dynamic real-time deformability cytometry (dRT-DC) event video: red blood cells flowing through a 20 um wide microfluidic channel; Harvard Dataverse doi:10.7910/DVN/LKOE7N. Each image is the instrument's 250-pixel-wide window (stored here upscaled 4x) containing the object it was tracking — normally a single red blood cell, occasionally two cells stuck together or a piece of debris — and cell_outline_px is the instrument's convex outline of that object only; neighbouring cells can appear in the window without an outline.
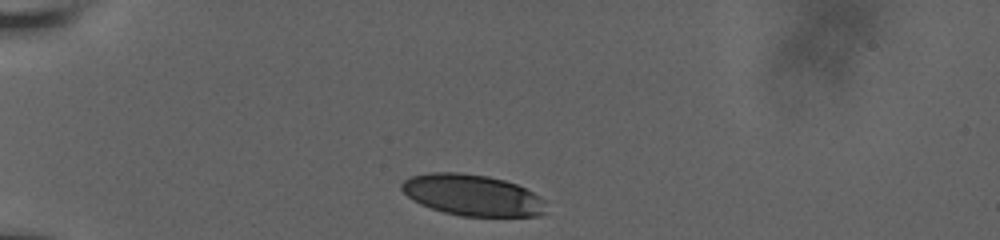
{"species": "human", "species_latin": "Homo sapiens", "temperature_condition": "room temperature", "stored_images_in_passage": 6, "camera_frame_rate_fps": 3000, "um_per_image_px": 0.085, "donor": {"sex": "male"}, "frame": {"image": 1, "passage_image": 1, "time_ms": 0.0, "image_size_px": [1000, 240], "cell_outline_px": [[544, 212], [540, 216], [460, 216], [444, 212], [420, 204], [412, 200], [400, 188], [400, 184], [404, 180], [412, 176], [428, 172], [460, 172], [488, 176], [504, 180], [516, 184], [540, 196], [544, 200]], "centroid_in_image_um": [40.13, 16.58], "position_along_channel_um": 44.9, "area_um2": 34.68}}
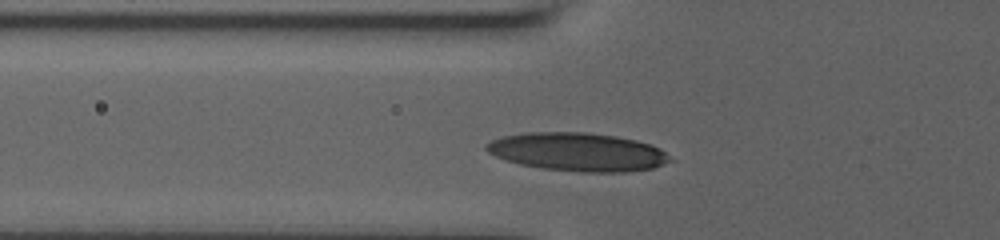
{"frame": {"image": 2, "passage_image": 4, "time_ms": 1.0, "image_size_px": [1000, 240], "cell_outline_px": [[676, 160], [652, 168], [624, 172], [580, 172], [544, 168], [520, 164], [496, 156], [488, 152], [484, 148], [484, 144], [500, 136], [528, 132], [584, 132], [616, 136], [636, 140], [652, 144], [660, 148]], "centroid_in_image_um": [49.14, 12.91], "position_along_channel_um": 76.7, "area_um2": 41.21}}
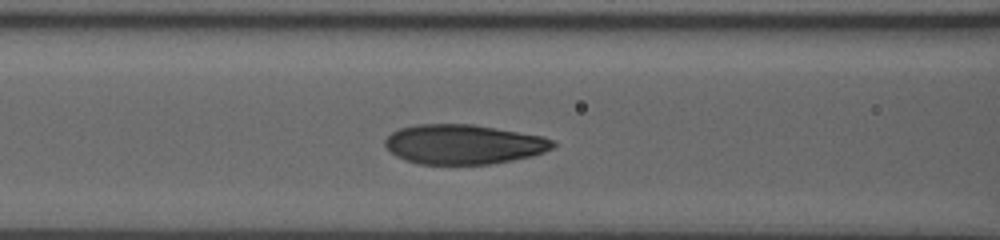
{"frame": {"image": 3, "passage_image": 6, "time_ms": 1.667, "image_size_px": [1000, 240], "cell_outline_px": [[556, 144], [552, 148], [544, 152], [532, 156], [512, 160], [488, 164], [420, 164], [404, 160], [396, 156], [384, 144], [384, 140], [392, 132], [400, 128], [416, 124], [472, 124], [544, 136], [556, 140]], "centroid_in_image_um": [39.42, 12.26], "position_along_channel_um": 127.2, "area_um2": 38.9}}